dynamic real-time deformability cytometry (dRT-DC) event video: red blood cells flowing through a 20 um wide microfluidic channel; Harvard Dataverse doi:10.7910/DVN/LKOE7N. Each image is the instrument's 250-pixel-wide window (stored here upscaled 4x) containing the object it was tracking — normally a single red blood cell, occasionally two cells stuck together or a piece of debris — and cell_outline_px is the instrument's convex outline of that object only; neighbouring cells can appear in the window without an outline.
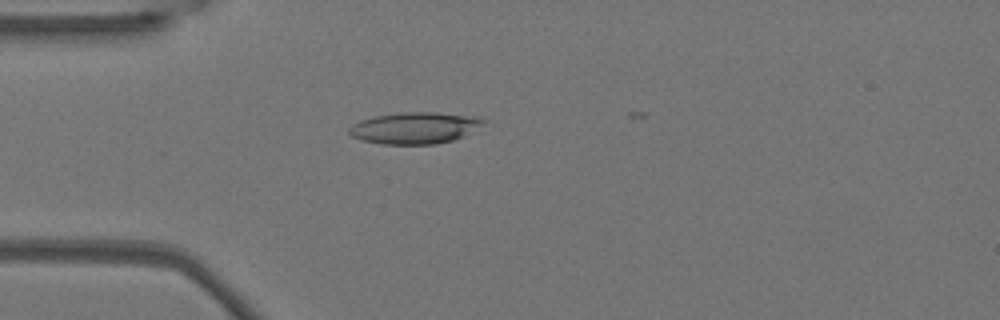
{"species": "Egyptian fruit bat (a non-hibernating species)", "species_latin": "Rousettus aegyptiacus", "temperature_condition": "warm", "stored_images_in_passage": 17, "camera_frame_rate_fps": 3000, "um_per_image_px": 0.085, "animal": {"sex": "female"}, "frame": {"image": 1, "passage_image": 12, "time_ms": 3.667, "image_size_px": [1000, 320], "cell_outline_px": [[488, 120], [464, 136], [452, 140], [436, 144], [380, 144], [360, 140], [352, 136], [348, 132], [348, 128], [352, 124], [360, 120], [372, 116], [400, 112], [436, 112], [480, 116]], "centroid_in_image_um": [35.24, 10.86], "position_along_channel_um": 49.8, "area_um2": 25.03}}
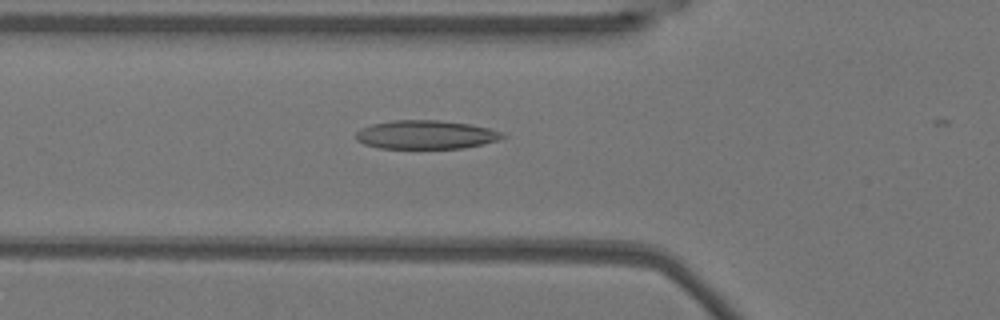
{"frame": {"image": 2, "passage_image": 16, "time_ms": 5.0, "image_size_px": [1000, 320], "cell_outline_px": [[508, 136], [500, 140], [484, 144], [464, 148], [380, 148], [364, 144], [356, 140], [356, 132], [360, 128], [372, 124], [392, 120], [440, 120], [468, 124], [488, 128], [500, 132]], "centroid_in_image_um": [36.2, 11.45], "position_along_channel_um": 89.6, "area_um2": 24.57}}